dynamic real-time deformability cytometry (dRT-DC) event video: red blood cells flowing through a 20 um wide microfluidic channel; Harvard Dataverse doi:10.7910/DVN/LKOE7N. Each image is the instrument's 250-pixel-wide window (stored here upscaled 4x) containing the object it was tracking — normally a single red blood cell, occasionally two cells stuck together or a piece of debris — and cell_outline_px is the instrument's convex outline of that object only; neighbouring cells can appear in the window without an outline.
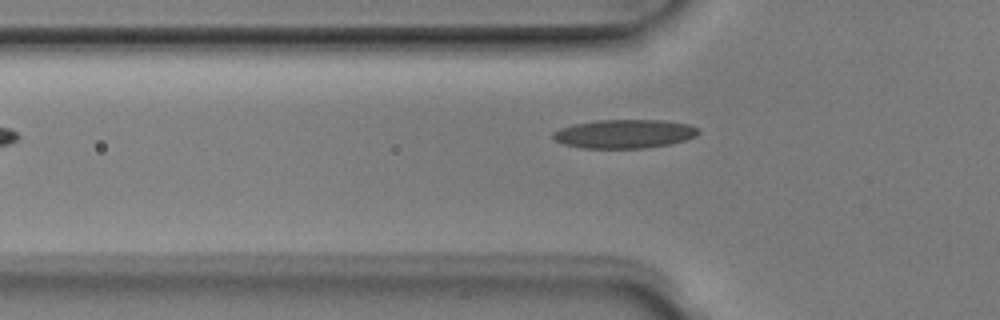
{"species": "Egyptian fruit bat (a non-hibernating species)", "species_latin": "Rousettus aegyptiacus", "temperature_condition": "room temperature", "stored_images_in_passage": 3, "camera_frame_rate_fps": 3000, "um_per_image_px": 0.085, "animal": {"sex": "male"}, "frame": {"image": 1, "passage_image": 3, "time_ms": 0.667, "image_size_px": [1000, 320], "cell_outline_px": [[700, 132], [696, 136], [684, 140], [668, 144], [644, 148], [580, 148], [564, 144], [556, 140], [552, 136], [552, 132], [560, 128], [572, 124], [596, 120], [664, 120], [688, 124], [700, 128]], "centroid_in_image_um": [53.07, 11.37], "position_along_channel_um": 72.7, "area_um2": 24.45}}